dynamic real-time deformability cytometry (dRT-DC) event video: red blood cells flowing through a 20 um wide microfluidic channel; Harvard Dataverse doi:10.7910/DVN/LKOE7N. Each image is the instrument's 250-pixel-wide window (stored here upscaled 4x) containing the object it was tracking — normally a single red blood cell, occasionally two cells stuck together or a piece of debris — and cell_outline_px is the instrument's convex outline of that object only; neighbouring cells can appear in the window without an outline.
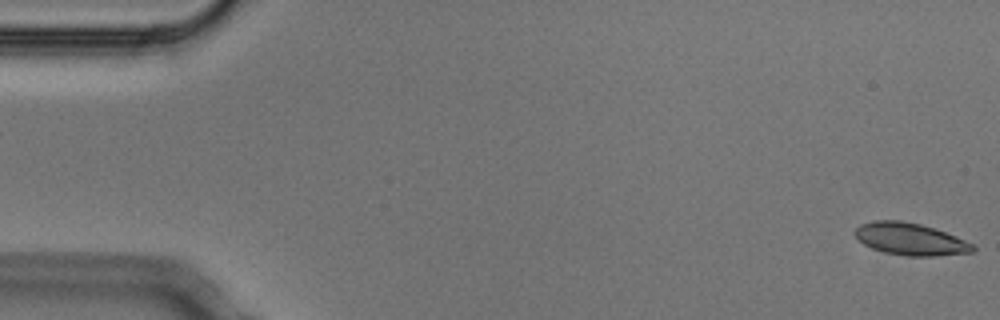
{"species": "Egyptian fruit bat (a non-hibernating species)", "species_latin": "Rousettus aegyptiacus", "temperature_condition": "cold", "stored_images_in_passage": 5, "segment_of_instrument_passage": [2, 2], "camera_frame_rate_fps": 3000, "um_per_image_px": 0.085, "animal": {"sex": "male"}, "frame": {"image": 1, "passage_image": 5, "time_ms": 1.333, "image_size_px": [1000, 320], "cell_outline_px": [[976, 248], [972, 252], [936, 256], [908, 256], [884, 252], [872, 248], [856, 240], [852, 232], [860, 224], [876, 220], [900, 220], [920, 224], [944, 232], [976, 244]], "centroid_in_image_um": [77.34, 20.32], "position_along_channel_um": 7.7, "area_um2": 22.2}}